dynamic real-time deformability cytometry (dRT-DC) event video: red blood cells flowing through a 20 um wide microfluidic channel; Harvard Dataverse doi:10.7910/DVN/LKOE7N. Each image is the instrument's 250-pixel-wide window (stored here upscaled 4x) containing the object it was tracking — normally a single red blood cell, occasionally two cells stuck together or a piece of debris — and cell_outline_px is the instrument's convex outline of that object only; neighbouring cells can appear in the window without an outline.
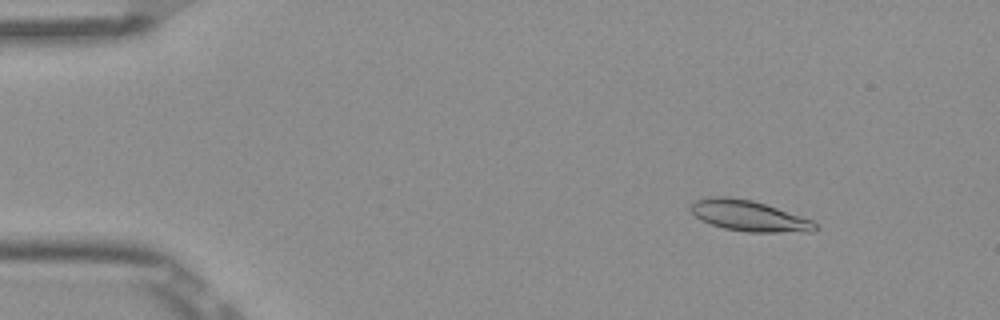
{"species": "Egyptian fruit bat (a non-hibernating species)", "species_latin": "Rousettus aegyptiacus", "temperature_condition": "room temperature", "stored_images_in_passage": 48, "camera_frame_rate_fps": 3000, "um_per_image_px": 0.085, "frame": {"image": 1, "passage_image": 2, "time_ms": 0.333, "image_size_px": [1000, 320], "cell_outline_px": [[820, 228], [812, 232], [748, 232], [724, 228], [700, 220], [688, 208], [692, 200], [704, 196], [728, 196], [752, 200], [812, 220]], "centroid_in_image_um": [63.6, 18.33], "position_along_channel_um": 21.4, "area_um2": 22.48}}
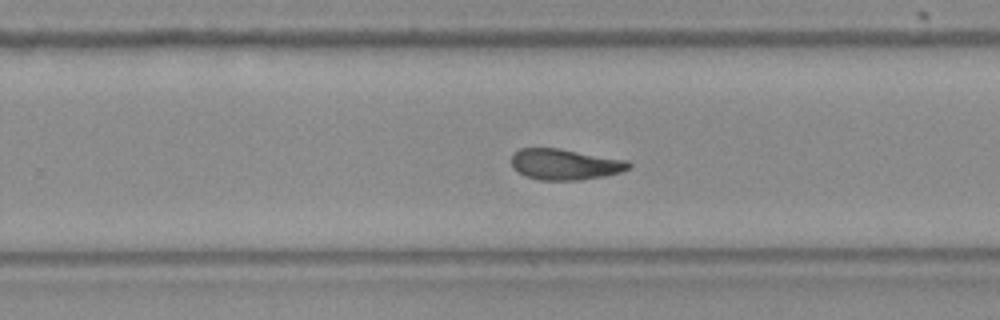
{"frame": {"image": 2, "passage_image": 29, "time_ms": 9.333, "image_size_px": [1000, 320], "cell_outline_px": [[632, 168], [620, 172], [604, 176], [580, 180], [540, 180], [528, 176], [512, 168], [512, 156], [520, 148], [560, 148], [628, 160], [632, 164]], "centroid_in_image_um": [48.07, 13.96], "position_along_channel_um": 281.7, "area_um2": 21.15}}
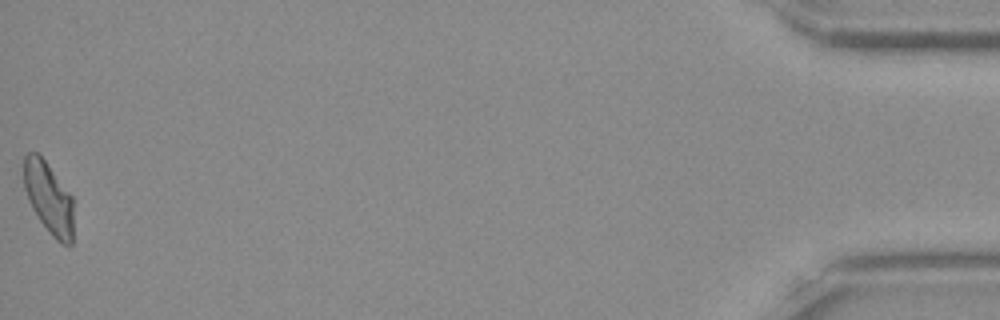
{"frame": {"image": 3, "passage_image": 48, "time_ms": 15.667, "image_size_px": [1000, 320], "cell_outline_px": [[72, 244], [60, 244], [52, 236], [40, 220], [32, 208], [28, 200], [24, 188], [24, 156], [28, 152], [36, 152], [44, 160], [72, 196]], "centroid_in_image_um": [4.12, 16.83], "position_along_channel_um": 431.1, "area_um2": 20.4}, "authors_computed_cell_mechanics": {"area_um2": 21.7617, "velocity_mm_per_s": 3.8784, "shape_relaxation_time_tau1_ms": null, "shape_relaxation_time_tau2_ms": 2.9611, "deformation_change_tau1": null, "deformation_change_tau2": 0.0942}}